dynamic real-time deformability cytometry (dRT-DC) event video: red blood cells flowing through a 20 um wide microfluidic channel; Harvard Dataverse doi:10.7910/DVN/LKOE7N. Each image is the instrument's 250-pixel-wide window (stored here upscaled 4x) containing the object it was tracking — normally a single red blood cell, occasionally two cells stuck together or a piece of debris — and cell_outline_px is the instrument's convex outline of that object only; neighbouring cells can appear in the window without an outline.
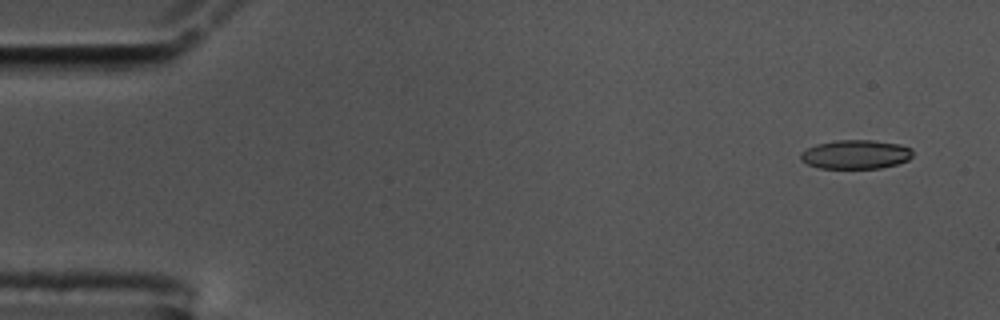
{"species": "common noctule bat (a hibernating species)", "species_latin": "Nyctalus noctula", "temperature_condition": "cold", "stored_images_in_passage": 54, "camera_frame_rate_fps": 3000, "um_per_image_px": 0.085, "animal": {"sex": "male", "body_mass_g": 17.5, "forearm_length_mm": 52.3}, "frame": {"image": 1, "passage_image": 1, "time_ms": 0.0, "image_size_px": [1000, 320], "cell_outline_px": [[912, 156], [908, 160], [896, 164], [880, 168], [820, 168], [808, 164], [800, 160], [800, 152], [816, 144], [836, 140], [876, 140], [900, 144], [912, 148]], "centroid_in_image_um": [72.73, 13.11], "position_along_channel_um": 12.3, "area_um2": 19.02}}
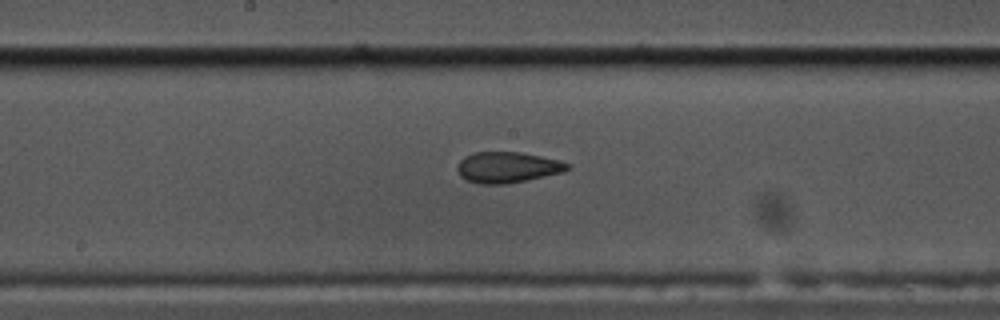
{"frame": {"image": 2, "passage_image": 27, "time_ms": 8.667, "image_size_px": [1000, 320], "cell_outline_px": [[572, 168], [564, 172], [504, 184], [480, 184], [468, 180], [460, 176], [456, 168], [456, 164], [464, 156], [476, 152], [520, 152], [560, 160], [572, 164]], "centroid_in_image_um": [43.14, 14.21], "position_along_channel_um": 205.1, "area_um2": 19.88}}
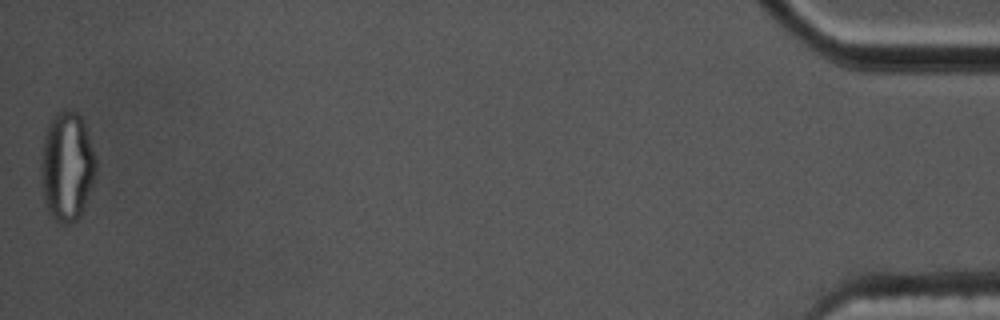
{"frame": {"image": 3, "passage_image": 54, "time_ms": 17.667, "image_size_px": [1000, 320], "cell_outline_px": [[96, 172], [84, 208], [80, 216], [76, 220], [68, 224], [60, 224], [48, 212], [44, 200], [40, 168], [44, 136], [56, 112], [64, 108], [76, 112], [80, 116], [84, 124], [96, 160]], "centroid_in_image_um": [5.68, 14.17], "position_along_channel_um": 429.5, "area_um2": 34.74}, "authors_computed_cell_mechanics": {"area_um2": 20.2878, "velocity_mm_per_s": 3.5607, "shape_relaxation_time_tau1_ms": null, "shape_relaxation_time_tau2_ms": 1.7769, "deformation_change_tau1": null, "deformation_change_tau2": 0.077}}